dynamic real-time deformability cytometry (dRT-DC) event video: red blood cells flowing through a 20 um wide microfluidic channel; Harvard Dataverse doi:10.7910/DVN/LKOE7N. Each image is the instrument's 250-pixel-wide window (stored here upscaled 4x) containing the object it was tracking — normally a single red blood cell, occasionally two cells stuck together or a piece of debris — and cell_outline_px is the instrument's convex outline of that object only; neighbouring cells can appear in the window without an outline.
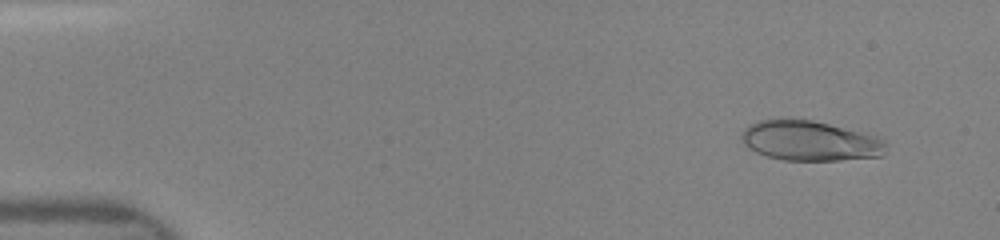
{"species": "human", "species_latin": "Homo sapiens", "temperature_condition": "room temperature", "stored_images_in_passage": 20, "camera_frame_rate_fps": 3000, "um_per_image_px": 0.085, "donor": {"sex": "female"}, "frame": {"image": 1, "passage_image": 4, "time_ms": 1.0, "image_size_px": [1000, 240], "cell_outline_px": [[884, 156], [840, 160], [784, 160], [768, 156], [756, 152], [748, 148], [744, 144], [740, 136], [744, 128], [748, 124], [756, 120], [812, 120], [876, 136], [884, 140]], "centroid_in_image_um": [68.8, 11.98], "position_along_channel_um": 16.2, "area_um2": 33.29}}
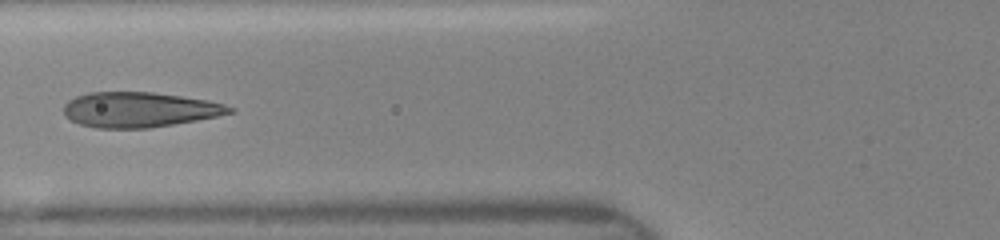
{"frame": {"image": 2, "passage_image": 16, "time_ms": 6.0, "image_size_px": [1000, 240], "cell_outline_px": [[236, 112], [196, 120], [148, 128], [96, 128], [80, 124], [64, 116], [64, 104], [68, 100], [76, 96], [88, 92], [152, 92], [208, 100], [224, 104], [236, 108]], "centroid_in_image_um": [11.84, 9.32], "position_along_channel_um": 114.0, "area_um2": 33.93}}
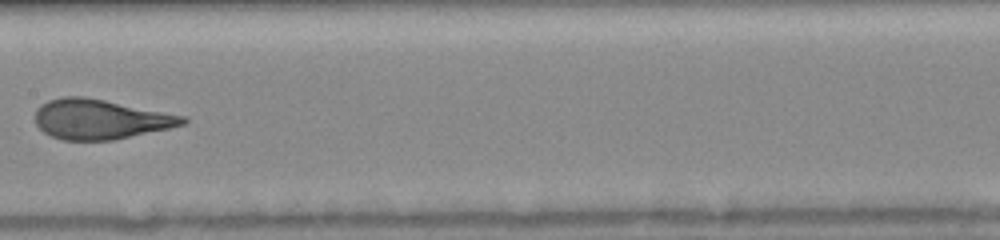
{"frame": {"image": 3, "passage_image": 18, "time_ms": 8.0, "image_size_px": [1000, 240], "cell_outline_px": [[188, 120], [184, 124], [168, 128], [112, 140], [64, 140], [52, 136], [44, 132], [36, 124], [36, 108], [40, 104], [48, 100], [64, 96], [84, 96], [184, 116]], "centroid_in_image_um": [8.47, 10.13], "position_along_channel_um": 198.9, "area_um2": 33.81}}